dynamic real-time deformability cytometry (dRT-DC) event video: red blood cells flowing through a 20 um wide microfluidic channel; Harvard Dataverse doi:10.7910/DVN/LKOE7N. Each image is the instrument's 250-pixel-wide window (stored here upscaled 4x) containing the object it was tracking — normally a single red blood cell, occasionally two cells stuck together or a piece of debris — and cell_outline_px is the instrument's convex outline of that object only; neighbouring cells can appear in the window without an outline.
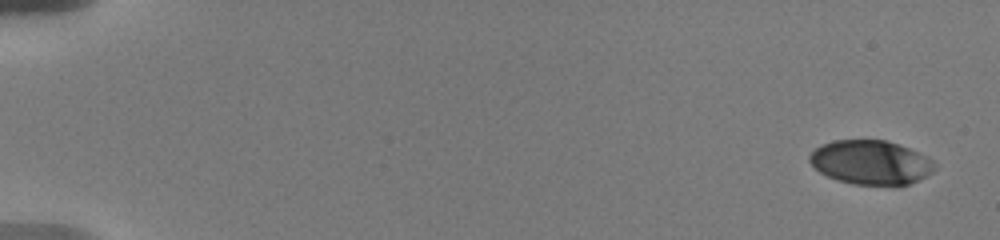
{"species": "human", "species_latin": "Homo sapiens", "temperature_condition": "warm", "stored_images_in_passage": 62, "camera_frame_rate_fps": 3000, "um_per_image_px": 0.085, "donor": {"sex": "male"}, "frame": {"image": 1, "passage_image": 1, "time_ms": 0.0, "image_size_px": [1000, 240], "cell_outline_px": [[936, 168], [932, 172], [908, 184], [852, 184], [836, 180], [820, 172], [808, 160], [808, 156], [816, 148], [824, 144], [836, 140], [884, 140], [908, 148], [932, 160], [936, 164]], "centroid_in_image_um": [73.98, 13.8], "position_along_channel_um": 11.0, "area_um2": 31.56}}
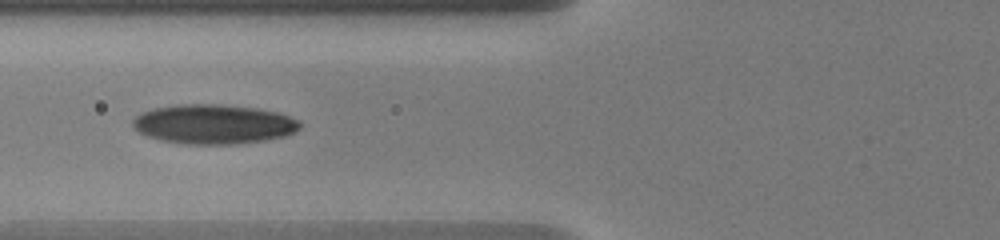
{"frame": {"image": 2, "passage_image": 32, "time_ms": 7.333, "image_size_px": [1000, 240], "cell_outline_px": [[300, 128], [296, 132], [288, 136], [268, 140], [236, 144], [188, 144], [160, 140], [148, 136], [140, 132], [132, 124], [132, 120], [140, 112], [152, 108], [176, 104], [220, 104], [256, 108], [280, 112], [300, 120]], "centroid_in_image_um": [18.2, 10.55], "position_along_channel_um": 107.6, "area_um2": 38.96}}
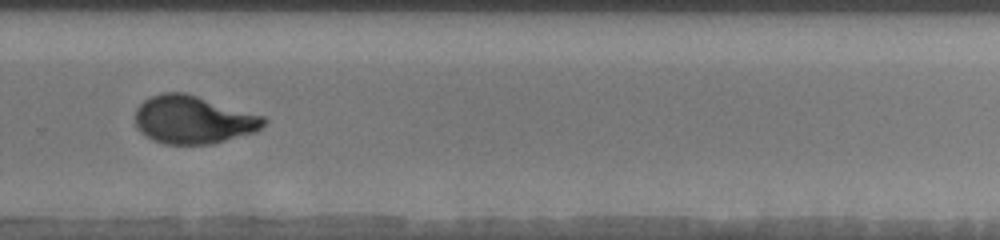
{"frame": {"image": 3, "passage_image": 57, "time_ms": 13.0, "image_size_px": [1000, 240], "cell_outline_px": [[268, 120], [256, 132], [212, 144], [164, 144], [152, 140], [144, 136], [136, 128], [136, 108], [144, 100], [160, 92], [184, 92], [264, 116]], "centroid_in_image_um": [16.4, 10.18], "position_along_channel_um": 313.4, "area_um2": 36.07}}